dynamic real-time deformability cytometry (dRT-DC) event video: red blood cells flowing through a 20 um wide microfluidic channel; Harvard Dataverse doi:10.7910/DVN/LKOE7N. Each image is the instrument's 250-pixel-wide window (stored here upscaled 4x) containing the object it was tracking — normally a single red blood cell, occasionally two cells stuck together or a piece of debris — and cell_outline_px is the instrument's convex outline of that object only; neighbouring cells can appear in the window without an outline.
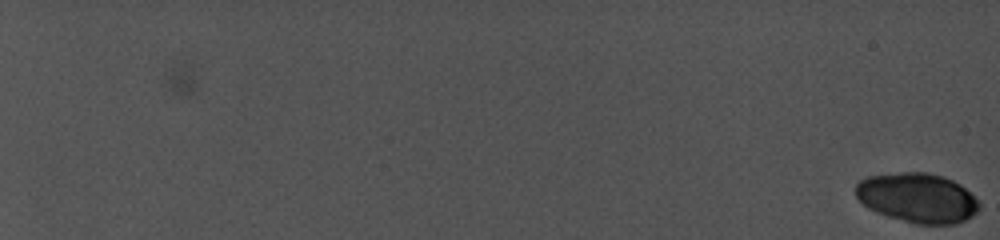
{"species": "common noctule bat (a hibernating species)", "species_latin": "Nyctalus noctula", "temperature_condition": "cold", "stored_images_in_passage": 27, "camera_frame_rate_fps": 5000, "um_per_image_px": 0.085, "animal": {"sex": "female", "body_mass_g": 19.0, "forearm_length_mm": 56.7}, "frame": {"image": 1, "passage_image": 1, "time_ms": 0.0, "image_size_px": [1000, 240], "cell_outline_px": [[980, 208], [972, 216], [956, 224], [916, 224], [888, 216], [876, 212], [868, 208], [856, 196], [856, 184], [860, 180], [868, 176], [900, 172], [928, 172], [944, 176], [960, 184], [980, 204]], "centroid_in_image_um": [77.98, 16.81], "position_along_channel_um": 7.0, "area_um2": 35.6}}